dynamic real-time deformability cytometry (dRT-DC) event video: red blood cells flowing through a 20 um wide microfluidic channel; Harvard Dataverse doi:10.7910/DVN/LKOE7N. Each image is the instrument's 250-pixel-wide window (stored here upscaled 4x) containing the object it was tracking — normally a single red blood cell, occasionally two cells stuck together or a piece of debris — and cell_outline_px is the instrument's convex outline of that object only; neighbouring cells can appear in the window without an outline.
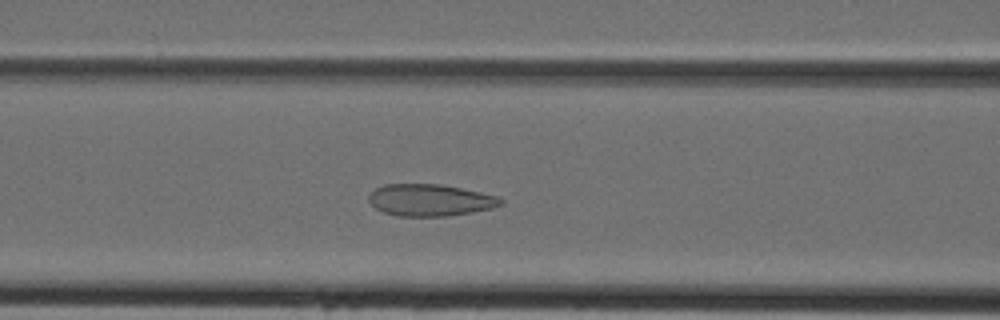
{"species": "Egyptian fruit bat (a non-hibernating species)", "species_latin": "Rousettus aegyptiacus", "temperature_condition": "cold", "stored_images_in_passage": 41, "camera_frame_rate_fps": 3000, "um_per_image_px": 0.085, "animal": {"sex": "female"}, "frame": {"image": 1, "passage_image": 15, "time_ms": 4.667, "image_size_px": [1000, 320], "cell_outline_px": [[504, 204], [492, 208], [472, 212], [448, 216], [396, 216], [384, 212], [376, 208], [368, 200], [368, 196], [376, 188], [384, 184], [440, 184], [480, 192], [496, 196], [504, 200]], "centroid_in_image_um": [36.56, 17.01], "position_along_channel_um": 130.0, "area_um2": 24.45}}
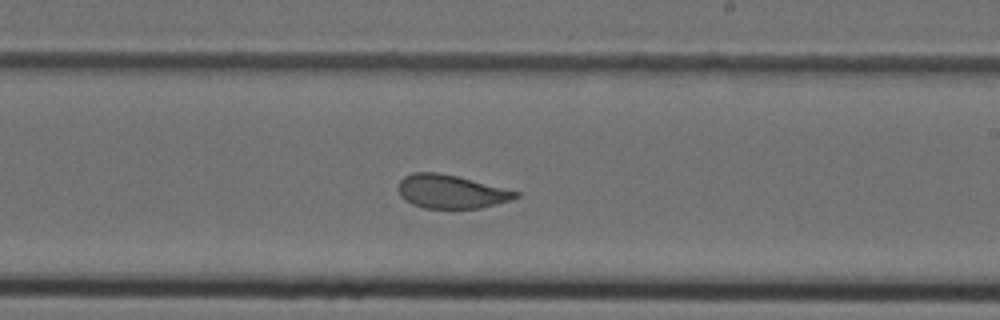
{"frame": {"image": 2, "passage_image": 23, "time_ms": 7.333, "image_size_px": [1000, 320], "cell_outline_px": [[520, 196], [512, 200], [480, 208], [424, 208], [412, 204], [404, 200], [400, 196], [396, 188], [400, 180], [404, 176], [412, 172], [436, 172], [456, 176], [520, 192]], "centroid_in_image_um": [38.3, 16.29], "position_along_channel_um": 250.7, "area_um2": 23.0}}
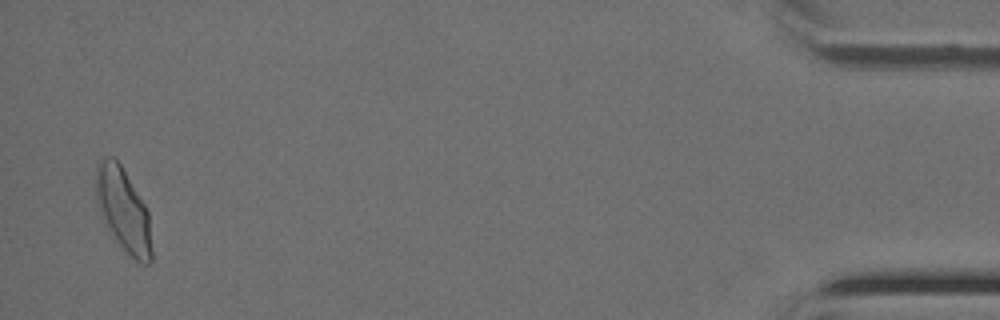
{"frame": {"image": 3, "passage_image": 40, "time_ms": 13.0, "image_size_px": [1000, 320], "cell_outline_px": [[152, 260], [148, 264], [140, 264], [116, 244], [104, 224], [96, 200], [96, 164], [100, 156], [112, 156], [120, 164], [144, 204], [148, 212], [152, 252]], "centroid_in_image_um": [10.45, 17.87], "position_along_channel_um": 424.8, "area_um2": 27.4}}